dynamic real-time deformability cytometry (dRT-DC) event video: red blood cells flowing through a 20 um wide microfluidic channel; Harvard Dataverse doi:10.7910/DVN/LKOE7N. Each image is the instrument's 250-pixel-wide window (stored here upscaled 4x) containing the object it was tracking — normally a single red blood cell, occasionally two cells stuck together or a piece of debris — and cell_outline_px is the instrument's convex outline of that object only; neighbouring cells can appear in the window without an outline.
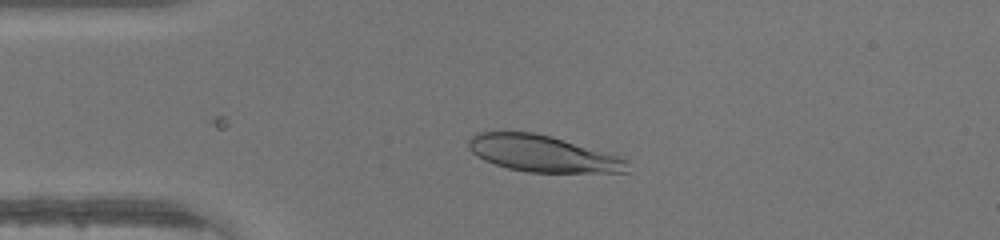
{"species": "human", "species_latin": "Homo sapiens", "temperature_condition": "warm", "stored_images_in_passage": 46, "camera_frame_rate_fps": 3000, "um_per_image_px": 0.085, "donor": {"sex": "male"}, "frame": {"image": 1, "passage_image": 11, "time_ms": 3.333, "image_size_px": [1000, 240], "cell_outline_px": [[628, 172], [528, 172], [508, 168], [484, 160], [476, 156], [468, 148], [468, 140], [476, 132], [532, 132], [552, 136], [616, 156], [628, 160]], "centroid_in_image_um": [46.06, 13.05], "position_along_channel_um": 38.9, "area_um2": 33.35}}
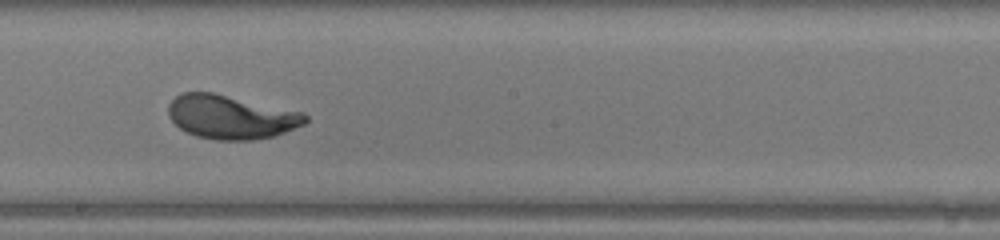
{"frame": {"image": 2, "passage_image": 26, "time_ms": 8.333, "image_size_px": [1000, 240], "cell_outline_px": [[308, 120], [304, 124], [284, 132], [272, 136], [252, 140], [216, 140], [196, 136], [180, 128], [168, 116], [168, 104], [176, 96], [184, 92], [212, 92], [304, 112], [308, 116]], "centroid_in_image_um": [19.63, 9.94], "position_along_channel_um": 228.6, "area_um2": 34.85}}
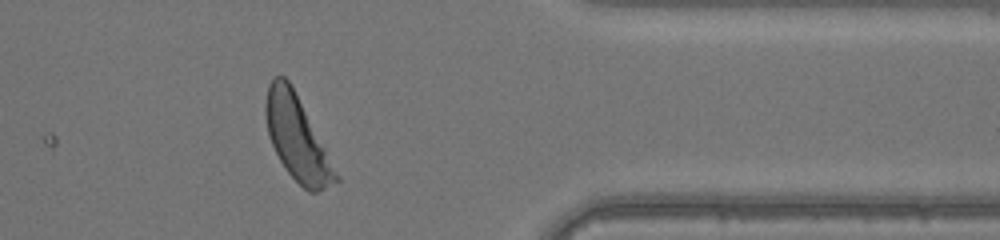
{"frame": {"image": 3, "passage_image": 38, "time_ms": 12.333, "image_size_px": [1000, 240], "cell_outline_px": [[340, 180], [316, 192], [308, 192], [288, 172], [280, 160], [272, 144], [268, 132], [264, 112], [264, 104], [268, 84], [276, 76], [284, 76], [288, 80], [340, 176]], "centroid_in_image_um": [25.23, 11.75], "position_along_channel_um": 386.2, "area_um2": 33.47}}